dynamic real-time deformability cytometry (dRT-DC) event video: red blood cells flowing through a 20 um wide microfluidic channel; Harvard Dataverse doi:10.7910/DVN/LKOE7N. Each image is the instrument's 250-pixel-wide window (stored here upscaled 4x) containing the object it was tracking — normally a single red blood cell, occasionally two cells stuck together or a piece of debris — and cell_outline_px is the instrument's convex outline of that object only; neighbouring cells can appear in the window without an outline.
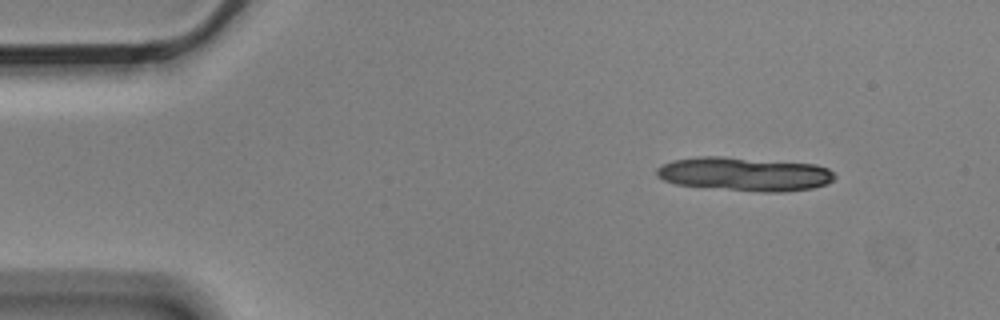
{"species": "Egyptian fruit bat (a non-hibernating species)", "species_latin": "Rousettus aegyptiacus", "temperature_condition": "cold", "stored_images_in_passage": 3, "camera_frame_rate_fps": 3000, "um_per_image_px": 0.085, "animal": {"sex": "male"}, "frame": {"image": 1, "passage_image": 1, "time_ms": 0.0, "image_size_px": [1000, 320], "cell_outline_px": [[836, 176], [828, 184], [812, 188], [784, 192], [760, 192], [676, 184], [664, 180], [656, 176], [656, 168], [672, 160], [696, 156], [724, 156], [816, 164], [828, 168]], "centroid_in_image_um": [63.3, 14.78], "position_along_channel_um": 21.7, "area_um2": 35.2}}